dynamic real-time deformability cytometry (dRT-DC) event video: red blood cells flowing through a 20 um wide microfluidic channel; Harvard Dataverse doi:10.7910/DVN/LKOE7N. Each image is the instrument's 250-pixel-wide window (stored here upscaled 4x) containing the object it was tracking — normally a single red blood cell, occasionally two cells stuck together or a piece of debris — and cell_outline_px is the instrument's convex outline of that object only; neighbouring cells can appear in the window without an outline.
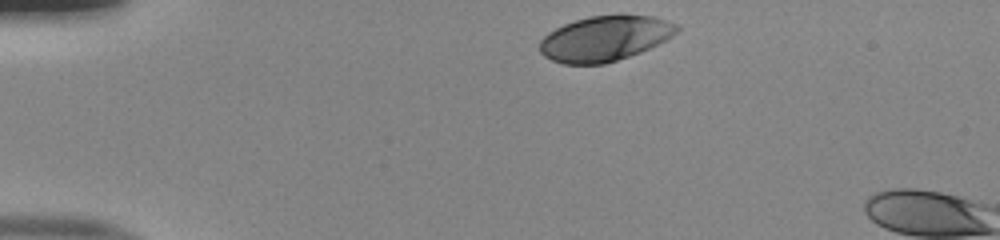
{"species": "human", "species_latin": "Homo sapiens", "temperature_condition": "room temperature", "stored_images_in_passage": 5, "camera_frame_rate_fps": 3000, "um_per_image_px": 0.085, "donor": {"sex": "male"}, "frame": {"image": 1, "passage_image": 1, "time_ms": 0.0, "image_size_px": [1000, 240], "cell_outline_px": [[680, 28], [672, 36], [640, 52], [604, 64], [564, 64], [552, 60], [544, 56], [540, 52], [540, 40], [548, 32], [564, 24], [588, 16], [620, 12], [652, 16], [676, 24]], "centroid_in_image_um": [51.4, 3.23], "position_along_channel_um": 33.6, "area_um2": 36.41}}